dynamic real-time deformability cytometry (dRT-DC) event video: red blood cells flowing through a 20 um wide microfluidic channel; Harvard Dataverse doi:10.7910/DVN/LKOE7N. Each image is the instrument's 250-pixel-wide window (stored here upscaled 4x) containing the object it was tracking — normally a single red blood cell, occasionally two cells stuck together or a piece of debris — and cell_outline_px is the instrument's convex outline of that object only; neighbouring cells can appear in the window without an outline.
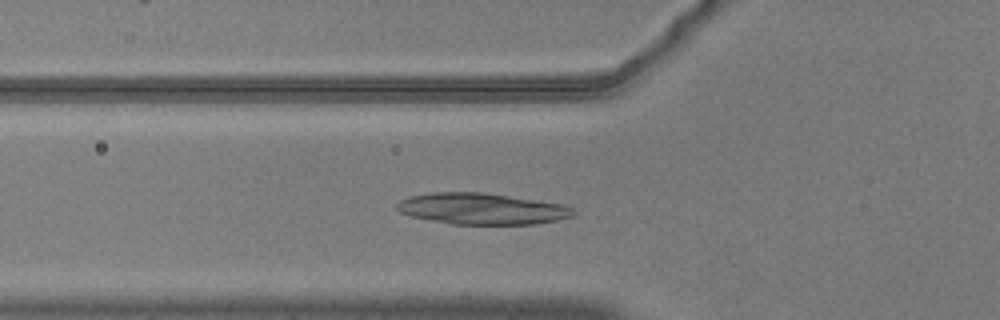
{"species": "common noctule bat (a hibernating species)", "species_latin": "Nyctalus noctula", "temperature_condition": "warm", "stored_images_in_passage": 50, "camera_frame_rate_fps": 3000, "um_per_image_px": 0.085, "animal": {"sex": "male", "body_mass_g": 20.5, "forearm_length_mm": 52.5}, "frame": {"image": 1, "passage_image": 21, "time_ms": 6.667, "image_size_px": [1000, 320], "cell_outline_px": [[576, 212], [572, 216], [556, 220], [532, 224], [452, 224], [412, 216], [400, 212], [396, 208], [396, 204], [400, 200], [408, 196], [432, 192], [480, 192], [536, 200], [560, 204], [572, 208]], "centroid_in_image_um": [40.91, 17.74], "position_along_channel_um": 84.9, "area_um2": 31.79}}
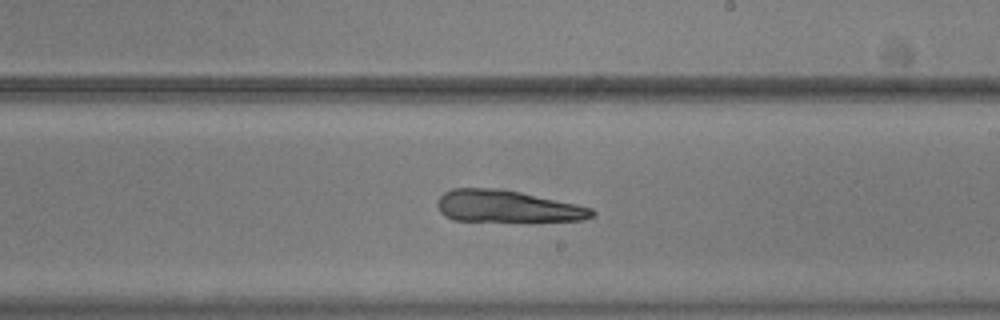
{"frame": {"image": 2, "passage_image": 34, "time_ms": 11.0, "image_size_px": [1000, 320], "cell_outline_px": [[596, 212], [592, 216], [580, 220], [452, 220], [444, 216], [440, 212], [436, 204], [440, 196], [444, 192], [452, 188], [496, 188], [520, 192], [576, 204], [592, 208]], "centroid_in_image_um": [43.04, 17.52], "position_along_channel_um": 246.0, "area_um2": 28.26}}
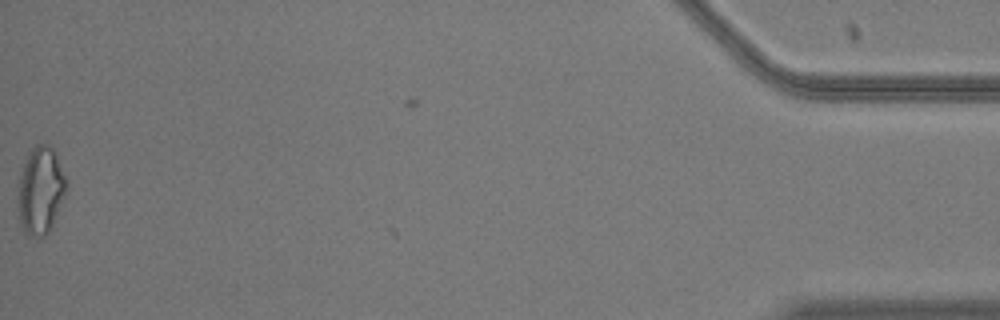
{"frame": {"image": 3, "passage_image": 49, "time_ms": 16.0, "image_size_px": [1000, 320], "cell_outline_px": [[68, 188], [52, 224], [48, 232], [40, 240], [28, 236], [24, 232], [20, 224], [16, 200], [20, 176], [28, 152], [36, 144], [48, 144], [56, 152]], "centroid_in_image_um": [3.42, 16.23], "position_along_channel_um": 431.8, "area_um2": 24.91}}